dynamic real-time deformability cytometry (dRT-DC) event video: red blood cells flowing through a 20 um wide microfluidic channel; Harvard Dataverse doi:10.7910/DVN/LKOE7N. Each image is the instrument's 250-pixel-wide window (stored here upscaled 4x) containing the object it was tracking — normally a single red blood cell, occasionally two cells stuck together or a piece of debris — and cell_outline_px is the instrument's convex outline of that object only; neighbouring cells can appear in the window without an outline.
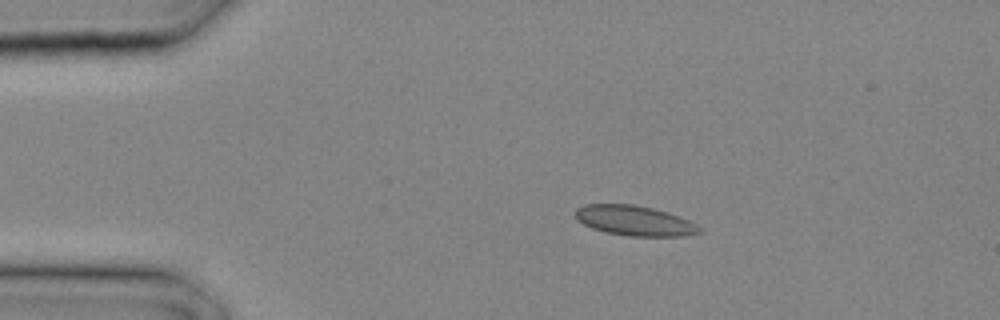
{"species": "common noctule bat (a hibernating species)", "species_latin": "Nyctalus noctula", "temperature_condition": "cold", "stored_images_in_passage": 22, "camera_frame_rate_fps": 3000, "um_per_image_px": 0.085, "animal": {"sex": "male", "body_mass_g": 20.4}, "frame": {"image": 1, "passage_image": 1, "time_ms": 0.0, "image_size_px": [1000, 320], "cell_outline_px": [[700, 232], [684, 236], [628, 236], [608, 232], [592, 228], [576, 220], [576, 208], [584, 204], [632, 204], [652, 208], [668, 212], [680, 216], [696, 224], [700, 228]], "centroid_in_image_um": [53.92, 18.75], "position_along_channel_um": 31.1, "area_um2": 21.62}}
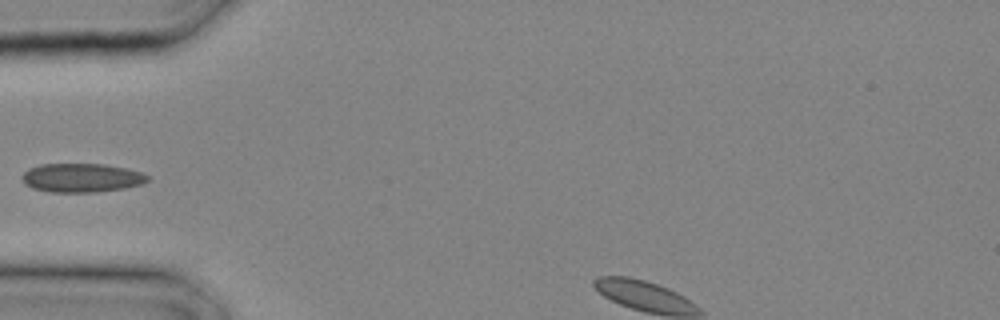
{"frame": {"image": 2, "passage_image": 5, "time_ms": 1.333, "image_size_px": [1000, 320], "cell_outline_px": [[148, 180], [140, 184], [124, 188], [92, 192], [48, 192], [32, 188], [24, 184], [20, 176], [28, 168], [40, 164], [104, 164], [128, 168], [144, 172], [148, 176]], "centroid_in_image_um": [6.9, 15.1], "position_along_channel_um": 78.1, "area_um2": 21.27}}
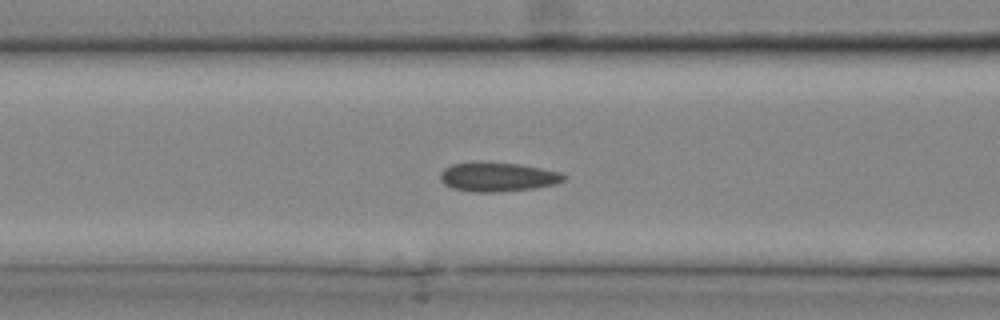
{"frame": {"image": 3, "passage_image": 7, "time_ms": 2.0, "image_size_px": [1000, 320], "cell_outline_px": [[568, 176], [564, 180], [556, 184], [536, 188], [500, 192], [472, 192], [452, 188], [444, 184], [440, 180], [440, 172], [444, 168], [452, 164], [520, 164], [560, 172]], "centroid_in_image_um": [42.34, 15.08], "position_along_channel_um": 124.3, "area_um2": 20.58}}